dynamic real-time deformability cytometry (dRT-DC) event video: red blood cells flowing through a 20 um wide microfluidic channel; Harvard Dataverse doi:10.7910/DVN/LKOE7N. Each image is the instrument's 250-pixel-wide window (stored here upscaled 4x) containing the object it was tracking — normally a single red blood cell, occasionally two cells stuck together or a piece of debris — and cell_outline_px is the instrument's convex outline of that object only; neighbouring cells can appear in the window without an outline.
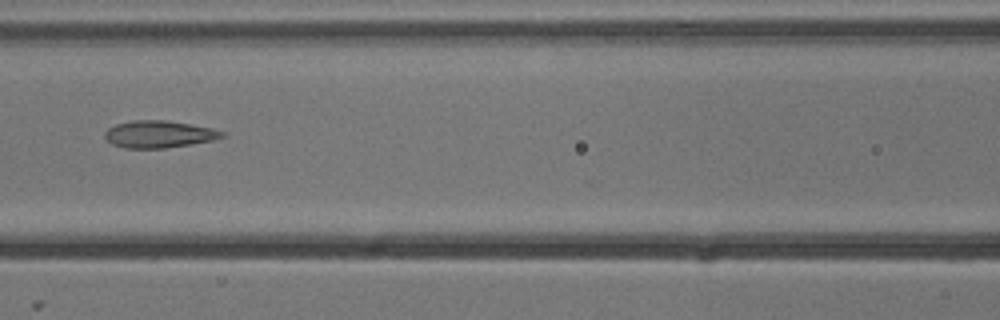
{"species": "common noctule bat (a hibernating species)", "species_latin": "Nyctalus noctula", "temperature_condition": "cold", "stored_images_in_passage": 4, "camera_frame_rate_fps": 3000, "um_per_image_px": 0.085, "animal": {"sex": "male", "body_mass_g": 13.3}, "frame": {"image": 1, "passage_image": 4, "time_ms": 1.0, "image_size_px": [1000, 320], "cell_outline_px": [[228, 136], [212, 140], [192, 144], [164, 148], [124, 148], [112, 144], [104, 136], [104, 132], [108, 128], [116, 124], [132, 120], [168, 120], [212, 128], [224, 132]], "centroid_in_image_um": [13.52, 11.4], "position_along_channel_um": 153.1, "area_um2": 18.61}}